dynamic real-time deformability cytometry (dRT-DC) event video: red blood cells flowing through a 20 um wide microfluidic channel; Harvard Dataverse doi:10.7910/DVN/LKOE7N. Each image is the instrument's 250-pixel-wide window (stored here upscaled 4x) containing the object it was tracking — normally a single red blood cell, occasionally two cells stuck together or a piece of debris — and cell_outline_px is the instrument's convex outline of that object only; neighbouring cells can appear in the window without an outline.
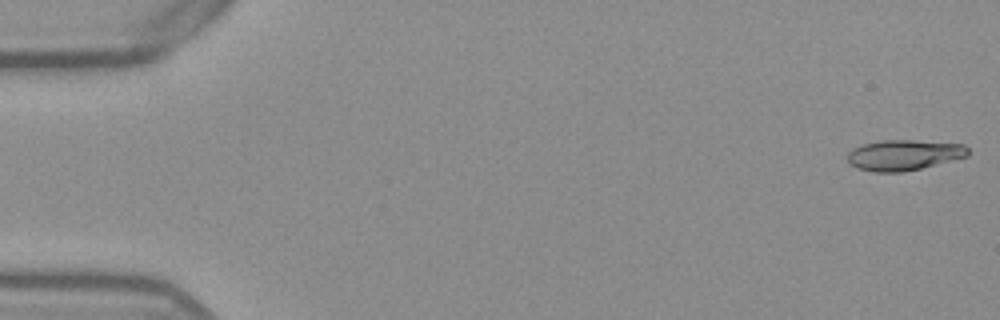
{"species": "Egyptian fruit bat (a non-hibernating species)", "species_latin": "Rousettus aegyptiacus", "temperature_condition": "warm", "stored_images_in_passage": 52, "camera_frame_rate_fps": 3000, "um_per_image_px": 0.085, "frame": {"image": 1, "passage_image": 1, "time_ms": 0.0, "image_size_px": [1000, 320], "cell_outline_px": [[968, 156], [904, 172], [872, 172], [856, 168], [848, 164], [848, 152], [852, 148], [864, 144], [880, 140], [912, 140], [964, 144], [968, 148]], "centroid_in_image_um": [76.79, 13.18], "position_along_channel_um": 8.2, "area_um2": 21.5}}
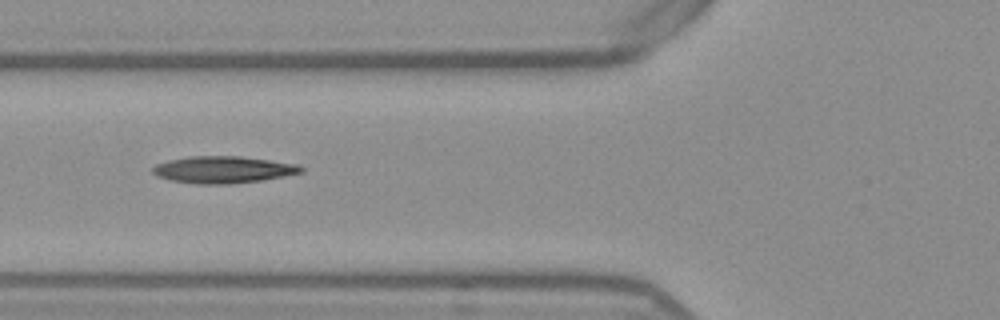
{"frame": {"image": 2, "passage_image": 20, "time_ms": 6.333, "image_size_px": [1000, 320], "cell_outline_px": [[304, 172], [264, 180], [228, 184], [196, 184], [168, 180], [156, 176], [152, 172], [152, 168], [156, 164], [168, 160], [188, 156], [240, 156], [296, 164], [304, 168]], "centroid_in_image_um": [18.93, 14.42], "position_along_channel_um": 106.9, "area_um2": 23.41}}
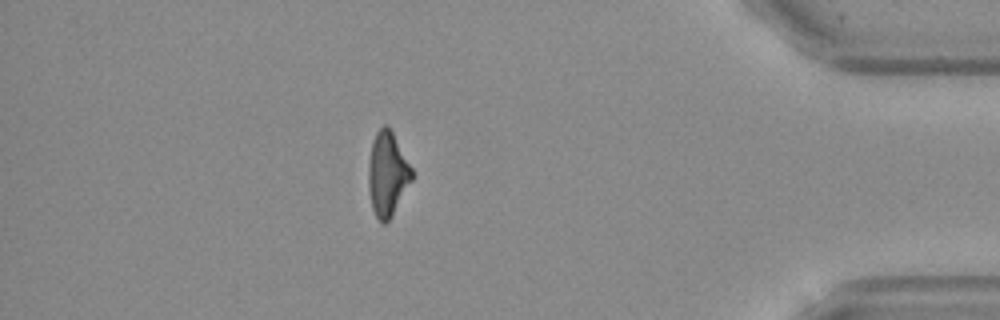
{"frame": {"image": 3, "passage_image": 46, "time_ms": 15.0, "image_size_px": [1000, 320], "cell_outline_px": [[412, 180], [392, 216], [384, 224], [380, 224], [372, 208], [368, 188], [368, 164], [372, 140], [376, 132], [384, 124], [388, 124], [412, 168]], "centroid_in_image_um": [32.91, 14.79], "position_along_channel_um": 402.3, "area_um2": 21.39}, "authors_computed_cell_mechanics": {"area_um2": 22.1085, "velocity_mm_per_s": 3.8856, "shape_relaxation_time_tau1_ms": null, "shape_relaxation_time_tau2_ms": 4.7161, "deformation_change_tau1": null, "deformation_change_tau2": 0.1658}}